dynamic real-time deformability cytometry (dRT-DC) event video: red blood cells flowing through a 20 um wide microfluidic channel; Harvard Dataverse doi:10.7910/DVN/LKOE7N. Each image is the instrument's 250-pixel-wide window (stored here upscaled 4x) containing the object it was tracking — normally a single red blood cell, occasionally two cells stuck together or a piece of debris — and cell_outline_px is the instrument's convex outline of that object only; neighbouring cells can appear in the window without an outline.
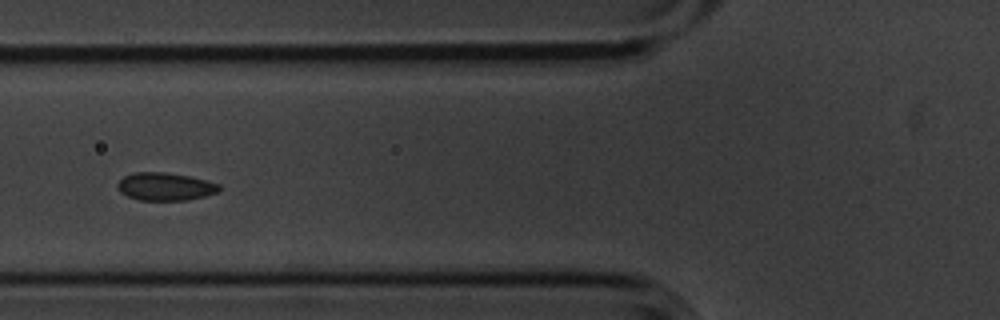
{"species": "common noctule bat (a hibernating species)", "species_latin": "Nyctalus noctula", "temperature_condition": "cold", "stored_images_in_passage": 14, "segment_of_instrument_passage": [1, 2], "camera_frame_rate_fps": 3000, "um_per_image_px": 0.085, "animal": {"sex": "male", "body_mass_g": 20.1, "forearm_length_mm": 53.5}, "frame": {"image": 1, "passage_image": 4, "time_ms": 1.0, "image_size_px": [1000, 320], "cell_outline_px": [[220, 192], [188, 200], [140, 200], [128, 196], [120, 192], [116, 188], [116, 184], [124, 176], [132, 172], [164, 172], [188, 176], [220, 184]], "centroid_in_image_um": [14.02, 15.86], "position_along_channel_um": 111.8, "area_um2": 16.53}}
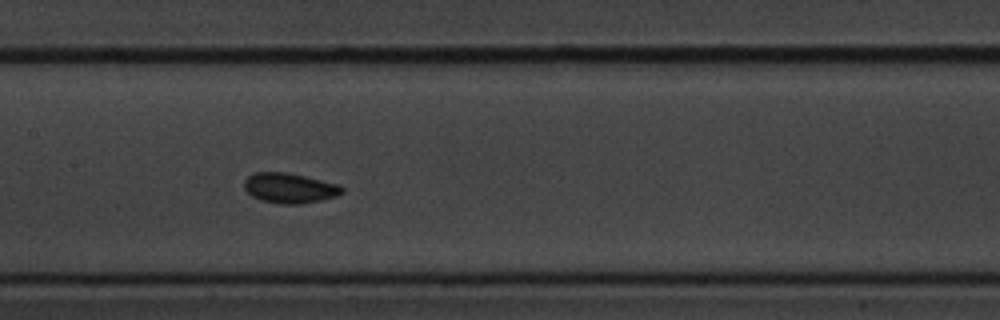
{"frame": {"image": 2, "passage_image": 6, "time_ms": 1.667, "image_size_px": [1000, 320], "cell_outline_px": [[344, 192], [336, 196], [320, 200], [300, 204], [280, 204], [260, 200], [252, 196], [244, 188], [244, 180], [248, 176], [256, 172], [288, 172], [340, 184], [344, 188]], "centroid_in_image_um": [24.63, 15.98], "position_along_channel_um": 182.8, "area_um2": 17.28}}
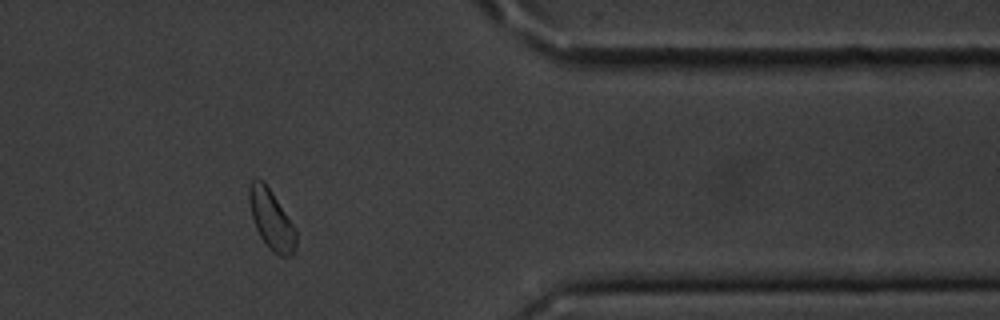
{"frame": {"image": 3, "passage_image": 11, "time_ms": 3.333, "image_size_px": [1000, 320], "cell_outline_px": [[296, 244], [292, 256], [280, 256], [272, 252], [268, 248], [260, 236], [256, 228], [252, 216], [248, 200], [248, 188], [252, 180], [264, 180], [296, 228]], "centroid_in_image_um": [23.07, 18.67], "position_along_channel_um": 388.3, "area_um2": 16.36}}